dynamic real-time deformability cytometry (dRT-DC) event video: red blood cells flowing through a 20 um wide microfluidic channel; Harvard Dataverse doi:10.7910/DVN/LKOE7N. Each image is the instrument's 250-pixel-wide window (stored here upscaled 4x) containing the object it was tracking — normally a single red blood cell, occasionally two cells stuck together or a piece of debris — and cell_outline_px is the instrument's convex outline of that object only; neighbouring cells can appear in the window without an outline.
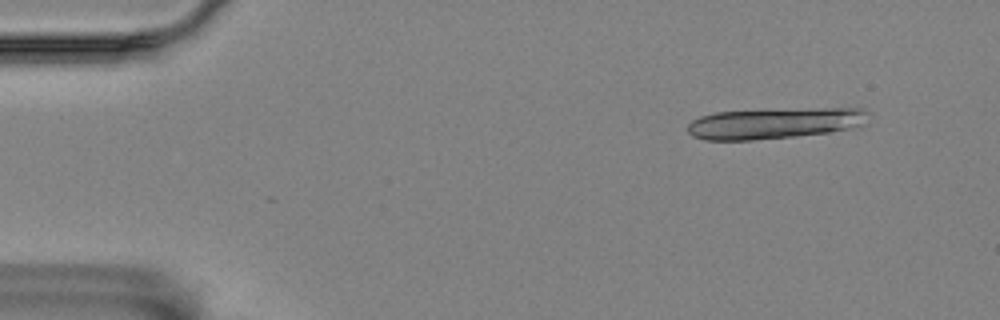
{"species": "Egyptian fruit bat (a non-hibernating species)", "species_latin": "Rousettus aegyptiacus", "temperature_condition": "room temperature", "stored_images_in_passage": 5, "camera_frame_rate_fps": 3000, "um_per_image_px": 0.085, "animal": {"sex": "female"}, "frame": {"image": 1, "passage_image": 2, "time_ms": 0.333, "image_size_px": [1000, 320], "cell_outline_px": [[872, 112], [864, 124], [860, 128], [796, 136], [752, 140], [704, 140], [692, 136], [688, 132], [688, 124], [692, 120], [700, 116], [716, 112], [764, 108], [864, 108]], "centroid_in_image_um": [65.91, 10.45], "position_along_channel_um": 19.1, "area_um2": 33.7}}